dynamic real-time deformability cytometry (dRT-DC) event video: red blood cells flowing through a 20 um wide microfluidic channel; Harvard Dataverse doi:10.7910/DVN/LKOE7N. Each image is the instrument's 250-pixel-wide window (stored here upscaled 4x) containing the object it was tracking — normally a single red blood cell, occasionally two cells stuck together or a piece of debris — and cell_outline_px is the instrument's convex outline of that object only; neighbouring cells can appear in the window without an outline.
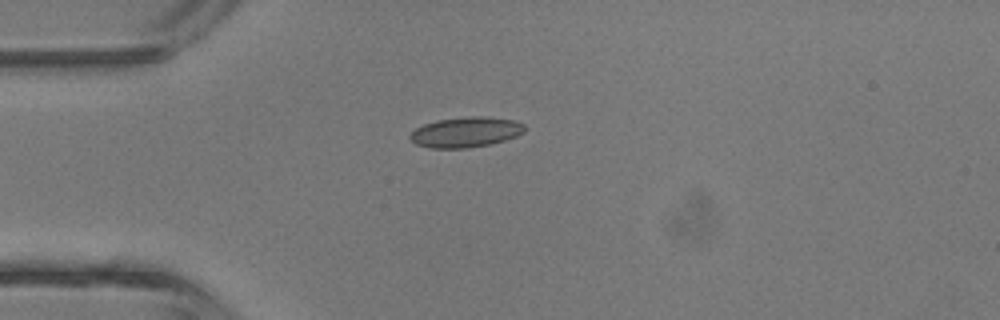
{"species": "common noctule bat (a hibernating species)", "species_latin": "Nyctalus noctula", "temperature_condition": "room temperature", "stored_images_in_passage": 34, "camera_frame_rate_fps": 3000, "um_per_image_px": 0.085, "animal": {"sex": "male", "body_mass_g": 13.3}, "frame": {"image": 1, "passage_image": 1, "time_ms": 0.0, "image_size_px": [1000, 320], "cell_outline_px": [[524, 132], [516, 136], [504, 140], [488, 144], [464, 148], [432, 148], [416, 144], [408, 136], [416, 128], [424, 124], [436, 120], [468, 116], [488, 116], [516, 120], [524, 124]], "centroid_in_image_um": [39.6, 11.21], "position_along_channel_um": 45.4, "area_um2": 20.17}}
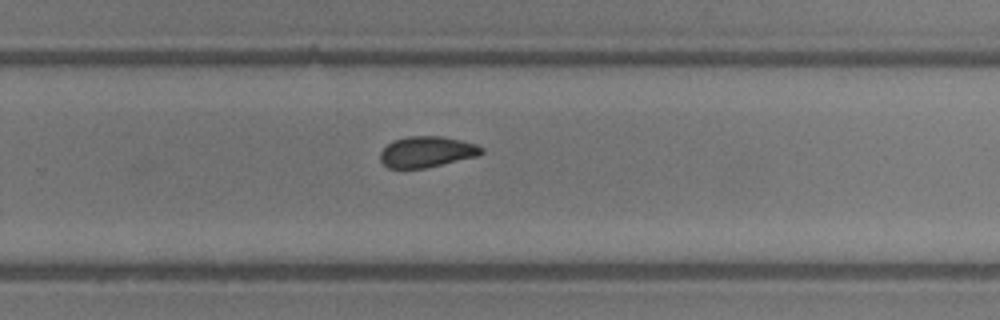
{"frame": {"image": 2, "passage_image": 18, "time_ms": 5.667, "image_size_px": [1000, 320], "cell_outline_px": [[484, 152], [480, 156], [424, 168], [388, 168], [380, 160], [380, 152], [392, 140], [408, 136], [444, 136], [476, 144], [484, 148]], "centroid_in_image_um": [36.3, 12.9], "position_along_channel_um": 293.5, "area_um2": 18.38}}
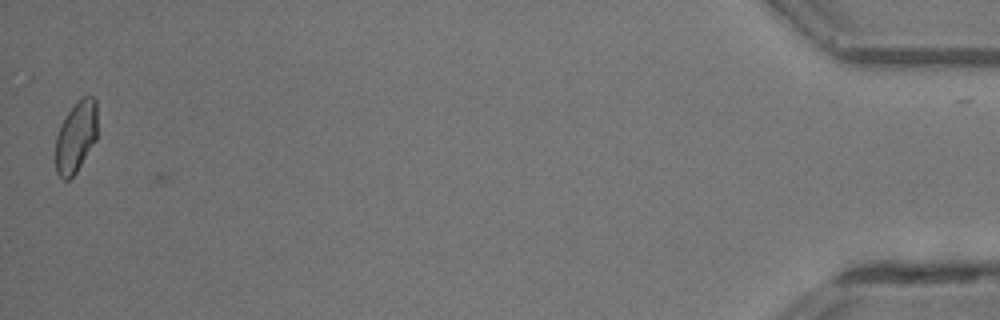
{"frame": {"image": 3, "passage_image": 33, "time_ms": 10.667, "image_size_px": [1000, 320], "cell_outline_px": [[96, 140], [76, 172], [68, 180], [64, 180], [56, 172], [56, 136], [60, 124], [68, 112], [84, 96], [92, 96], [96, 100]], "centroid_in_image_um": [6.45, 11.65], "position_along_channel_um": 428.8, "area_um2": 17.11}, "authors_computed_cell_mechanics": {"area_um2": 18.785, "velocity_mm_per_s": 4.6998, "shape_relaxation_time_tau1_ms": 8.3847, "shape_relaxation_time_tau2_ms": 2.2508, "deformation_change_tau1": 0.1352, "deformation_change_tau2": 0.0676}}